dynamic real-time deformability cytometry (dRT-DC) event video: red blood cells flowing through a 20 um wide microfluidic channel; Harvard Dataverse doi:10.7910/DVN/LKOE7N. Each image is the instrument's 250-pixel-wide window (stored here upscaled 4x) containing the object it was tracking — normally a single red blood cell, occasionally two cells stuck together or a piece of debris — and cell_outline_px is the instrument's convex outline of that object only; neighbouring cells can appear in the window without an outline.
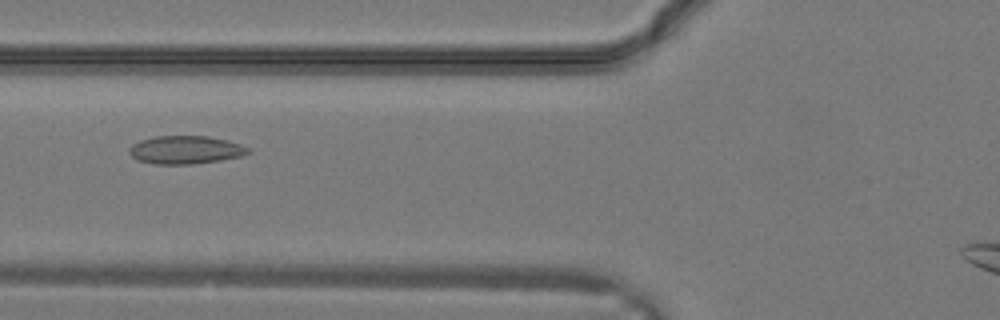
{"species": "common noctule bat (a hibernating species)", "species_latin": "Nyctalus noctula", "temperature_condition": "warm", "stored_images_in_passage": 10, "camera_frame_rate_fps": 3000, "um_per_image_px": 0.085, "animal": {"sex": "male", "body_mass_g": 19.2, "forearm_length_mm": 51.8}, "frame": {"image": 1, "passage_image": 3, "time_ms": 0.667, "image_size_px": [1000, 320], "cell_outline_px": [[252, 152], [244, 156], [220, 160], [192, 164], [152, 164], [136, 160], [128, 152], [132, 144], [140, 140], [152, 136], [208, 136], [240, 144], [248, 148]], "centroid_in_image_um": [15.75, 12.74], "position_along_channel_um": 110.1, "area_um2": 19.59}}
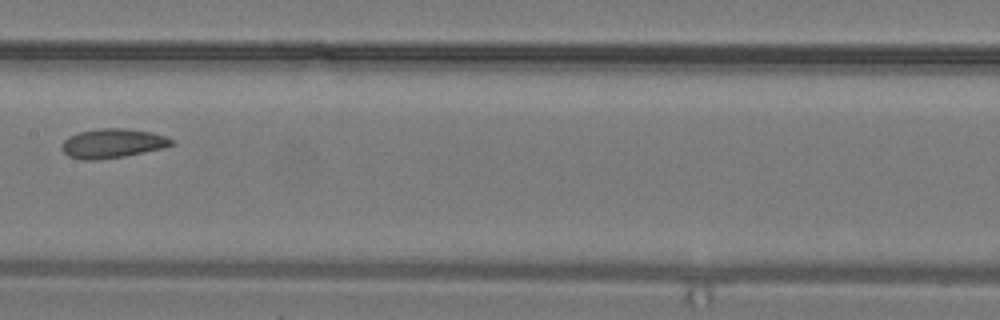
{"frame": {"image": 2, "passage_image": 7, "time_ms": 2.0, "image_size_px": [1000, 320], "cell_outline_px": [[176, 144], [164, 148], [124, 156], [96, 160], [80, 160], [68, 156], [60, 148], [64, 140], [68, 136], [80, 132], [100, 128], [124, 128], [152, 132], [168, 136]], "centroid_in_image_um": [9.58, 12.18], "position_along_channel_um": 197.8, "area_um2": 18.9}}
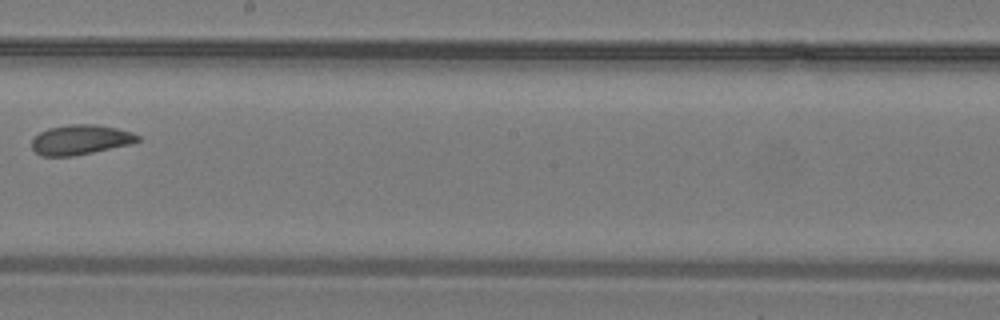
{"frame": {"image": 3, "passage_image": 9, "time_ms": 2.667, "image_size_px": [1000, 320], "cell_outline_px": [[140, 140], [128, 144], [92, 152], [72, 156], [40, 156], [32, 148], [32, 140], [40, 132], [48, 128], [68, 124], [96, 124], [116, 128], [132, 132], [140, 136]], "centroid_in_image_um": [6.81, 11.87], "position_along_channel_um": 241.4, "area_um2": 18.26}}